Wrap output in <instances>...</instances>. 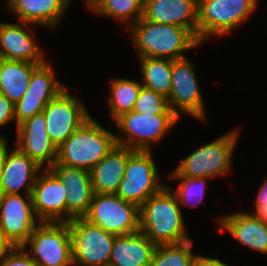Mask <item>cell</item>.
<instances>
[{
	"mask_svg": "<svg viewBox=\"0 0 267 266\" xmlns=\"http://www.w3.org/2000/svg\"><path fill=\"white\" fill-rule=\"evenodd\" d=\"M262 202H267V178L260 186L257 198H256V211L262 206Z\"/></svg>",
	"mask_w": 267,
	"mask_h": 266,
	"instance_id": "37",
	"label": "cell"
},
{
	"mask_svg": "<svg viewBox=\"0 0 267 266\" xmlns=\"http://www.w3.org/2000/svg\"><path fill=\"white\" fill-rule=\"evenodd\" d=\"M239 130H233L195 149L172 171L170 176L214 178L231 170V158L238 141Z\"/></svg>",
	"mask_w": 267,
	"mask_h": 266,
	"instance_id": "4",
	"label": "cell"
},
{
	"mask_svg": "<svg viewBox=\"0 0 267 266\" xmlns=\"http://www.w3.org/2000/svg\"><path fill=\"white\" fill-rule=\"evenodd\" d=\"M167 100L169 108L178 118H180V113L183 112L192 116V118L206 122L205 105L200 93L196 72L187 57L173 60L172 88Z\"/></svg>",
	"mask_w": 267,
	"mask_h": 266,
	"instance_id": "11",
	"label": "cell"
},
{
	"mask_svg": "<svg viewBox=\"0 0 267 266\" xmlns=\"http://www.w3.org/2000/svg\"><path fill=\"white\" fill-rule=\"evenodd\" d=\"M218 223L243 245L258 252L267 253V223L254 213L237 212L221 216Z\"/></svg>",
	"mask_w": 267,
	"mask_h": 266,
	"instance_id": "21",
	"label": "cell"
},
{
	"mask_svg": "<svg viewBox=\"0 0 267 266\" xmlns=\"http://www.w3.org/2000/svg\"><path fill=\"white\" fill-rule=\"evenodd\" d=\"M14 248L5 236L0 232V262L7 256V254Z\"/></svg>",
	"mask_w": 267,
	"mask_h": 266,
	"instance_id": "36",
	"label": "cell"
},
{
	"mask_svg": "<svg viewBox=\"0 0 267 266\" xmlns=\"http://www.w3.org/2000/svg\"><path fill=\"white\" fill-rule=\"evenodd\" d=\"M133 33L139 58H186L184 51L201 45L199 39L188 29L170 24L154 23L140 18L128 26Z\"/></svg>",
	"mask_w": 267,
	"mask_h": 266,
	"instance_id": "2",
	"label": "cell"
},
{
	"mask_svg": "<svg viewBox=\"0 0 267 266\" xmlns=\"http://www.w3.org/2000/svg\"><path fill=\"white\" fill-rule=\"evenodd\" d=\"M191 266H229L218 258L195 255Z\"/></svg>",
	"mask_w": 267,
	"mask_h": 266,
	"instance_id": "35",
	"label": "cell"
},
{
	"mask_svg": "<svg viewBox=\"0 0 267 266\" xmlns=\"http://www.w3.org/2000/svg\"><path fill=\"white\" fill-rule=\"evenodd\" d=\"M0 266H38L26 248L14 247L0 262Z\"/></svg>",
	"mask_w": 267,
	"mask_h": 266,
	"instance_id": "33",
	"label": "cell"
},
{
	"mask_svg": "<svg viewBox=\"0 0 267 266\" xmlns=\"http://www.w3.org/2000/svg\"><path fill=\"white\" fill-rule=\"evenodd\" d=\"M44 169L31 194L35 215L41 222H66V187L49 169Z\"/></svg>",
	"mask_w": 267,
	"mask_h": 266,
	"instance_id": "16",
	"label": "cell"
},
{
	"mask_svg": "<svg viewBox=\"0 0 267 266\" xmlns=\"http://www.w3.org/2000/svg\"><path fill=\"white\" fill-rule=\"evenodd\" d=\"M17 128L16 148L39 166L49 169L57 160V146L51 141L43 112L23 121Z\"/></svg>",
	"mask_w": 267,
	"mask_h": 266,
	"instance_id": "15",
	"label": "cell"
},
{
	"mask_svg": "<svg viewBox=\"0 0 267 266\" xmlns=\"http://www.w3.org/2000/svg\"><path fill=\"white\" fill-rule=\"evenodd\" d=\"M70 0H8L5 5L14 11L20 22L55 28Z\"/></svg>",
	"mask_w": 267,
	"mask_h": 266,
	"instance_id": "23",
	"label": "cell"
},
{
	"mask_svg": "<svg viewBox=\"0 0 267 266\" xmlns=\"http://www.w3.org/2000/svg\"><path fill=\"white\" fill-rule=\"evenodd\" d=\"M133 149L116 145L90 171L94 193L116 194Z\"/></svg>",
	"mask_w": 267,
	"mask_h": 266,
	"instance_id": "20",
	"label": "cell"
},
{
	"mask_svg": "<svg viewBox=\"0 0 267 266\" xmlns=\"http://www.w3.org/2000/svg\"><path fill=\"white\" fill-rule=\"evenodd\" d=\"M3 174V143L0 145V195L2 194L1 183Z\"/></svg>",
	"mask_w": 267,
	"mask_h": 266,
	"instance_id": "39",
	"label": "cell"
},
{
	"mask_svg": "<svg viewBox=\"0 0 267 266\" xmlns=\"http://www.w3.org/2000/svg\"><path fill=\"white\" fill-rule=\"evenodd\" d=\"M151 151H134L129 157L117 195L139 207L165 185L160 184Z\"/></svg>",
	"mask_w": 267,
	"mask_h": 266,
	"instance_id": "10",
	"label": "cell"
},
{
	"mask_svg": "<svg viewBox=\"0 0 267 266\" xmlns=\"http://www.w3.org/2000/svg\"><path fill=\"white\" fill-rule=\"evenodd\" d=\"M192 246V240L157 245L150 266H191L195 256L191 251Z\"/></svg>",
	"mask_w": 267,
	"mask_h": 266,
	"instance_id": "28",
	"label": "cell"
},
{
	"mask_svg": "<svg viewBox=\"0 0 267 266\" xmlns=\"http://www.w3.org/2000/svg\"><path fill=\"white\" fill-rule=\"evenodd\" d=\"M258 0H198L197 38L222 37L256 9Z\"/></svg>",
	"mask_w": 267,
	"mask_h": 266,
	"instance_id": "5",
	"label": "cell"
},
{
	"mask_svg": "<svg viewBox=\"0 0 267 266\" xmlns=\"http://www.w3.org/2000/svg\"><path fill=\"white\" fill-rule=\"evenodd\" d=\"M171 178L180 181L175 191L171 189L176 195L178 202L185 206L190 205V207L201 203L203 196H205V187L208 185L206 183L208 177L171 176Z\"/></svg>",
	"mask_w": 267,
	"mask_h": 266,
	"instance_id": "30",
	"label": "cell"
},
{
	"mask_svg": "<svg viewBox=\"0 0 267 266\" xmlns=\"http://www.w3.org/2000/svg\"><path fill=\"white\" fill-rule=\"evenodd\" d=\"M38 65L0 58V94L14 104L19 101L27 93L33 70Z\"/></svg>",
	"mask_w": 267,
	"mask_h": 266,
	"instance_id": "24",
	"label": "cell"
},
{
	"mask_svg": "<svg viewBox=\"0 0 267 266\" xmlns=\"http://www.w3.org/2000/svg\"><path fill=\"white\" fill-rule=\"evenodd\" d=\"M260 220L267 223V202H262V206L254 213Z\"/></svg>",
	"mask_w": 267,
	"mask_h": 266,
	"instance_id": "38",
	"label": "cell"
},
{
	"mask_svg": "<svg viewBox=\"0 0 267 266\" xmlns=\"http://www.w3.org/2000/svg\"><path fill=\"white\" fill-rule=\"evenodd\" d=\"M143 18L188 28L197 37L198 0H144Z\"/></svg>",
	"mask_w": 267,
	"mask_h": 266,
	"instance_id": "18",
	"label": "cell"
},
{
	"mask_svg": "<svg viewBox=\"0 0 267 266\" xmlns=\"http://www.w3.org/2000/svg\"><path fill=\"white\" fill-rule=\"evenodd\" d=\"M115 135L90 117L57 147L56 162L90 172L117 145Z\"/></svg>",
	"mask_w": 267,
	"mask_h": 266,
	"instance_id": "3",
	"label": "cell"
},
{
	"mask_svg": "<svg viewBox=\"0 0 267 266\" xmlns=\"http://www.w3.org/2000/svg\"><path fill=\"white\" fill-rule=\"evenodd\" d=\"M4 141H6V139H5L3 136H0V145H1Z\"/></svg>",
	"mask_w": 267,
	"mask_h": 266,
	"instance_id": "40",
	"label": "cell"
},
{
	"mask_svg": "<svg viewBox=\"0 0 267 266\" xmlns=\"http://www.w3.org/2000/svg\"><path fill=\"white\" fill-rule=\"evenodd\" d=\"M26 25L20 21L19 24L0 22V58L43 64V51L34 40V35L32 37V33L24 28Z\"/></svg>",
	"mask_w": 267,
	"mask_h": 266,
	"instance_id": "19",
	"label": "cell"
},
{
	"mask_svg": "<svg viewBox=\"0 0 267 266\" xmlns=\"http://www.w3.org/2000/svg\"><path fill=\"white\" fill-rule=\"evenodd\" d=\"M0 195V232L14 247H23L40 224L32 205V196ZM27 201V202H26Z\"/></svg>",
	"mask_w": 267,
	"mask_h": 266,
	"instance_id": "13",
	"label": "cell"
},
{
	"mask_svg": "<svg viewBox=\"0 0 267 266\" xmlns=\"http://www.w3.org/2000/svg\"><path fill=\"white\" fill-rule=\"evenodd\" d=\"M48 64L45 61L33 70L26 92L28 94L41 95L50 101L68 87L56 81L55 73Z\"/></svg>",
	"mask_w": 267,
	"mask_h": 266,
	"instance_id": "29",
	"label": "cell"
},
{
	"mask_svg": "<svg viewBox=\"0 0 267 266\" xmlns=\"http://www.w3.org/2000/svg\"><path fill=\"white\" fill-rule=\"evenodd\" d=\"M42 112L47 133L57 147L91 117L79 98L70 95L67 88L48 101Z\"/></svg>",
	"mask_w": 267,
	"mask_h": 266,
	"instance_id": "12",
	"label": "cell"
},
{
	"mask_svg": "<svg viewBox=\"0 0 267 266\" xmlns=\"http://www.w3.org/2000/svg\"><path fill=\"white\" fill-rule=\"evenodd\" d=\"M30 245V246H29ZM38 266H70L72 260V239L68 222H41L33 230L23 248Z\"/></svg>",
	"mask_w": 267,
	"mask_h": 266,
	"instance_id": "7",
	"label": "cell"
},
{
	"mask_svg": "<svg viewBox=\"0 0 267 266\" xmlns=\"http://www.w3.org/2000/svg\"><path fill=\"white\" fill-rule=\"evenodd\" d=\"M140 207L117 194L94 193L84 218L113 235L139 231Z\"/></svg>",
	"mask_w": 267,
	"mask_h": 266,
	"instance_id": "8",
	"label": "cell"
},
{
	"mask_svg": "<svg viewBox=\"0 0 267 266\" xmlns=\"http://www.w3.org/2000/svg\"><path fill=\"white\" fill-rule=\"evenodd\" d=\"M156 244L142 231L114 239L109 266H150Z\"/></svg>",
	"mask_w": 267,
	"mask_h": 266,
	"instance_id": "22",
	"label": "cell"
},
{
	"mask_svg": "<svg viewBox=\"0 0 267 266\" xmlns=\"http://www.w3.org/2000/svg\"><path fill=\"white\" fill-rule=\"evenodd\" d=\"M48 100L35 94L25 93L23 97L14 104V117L17 126L35 114L41 113L47 106Z\"/></svg>",
	"mask_w": 267,
	"mask_h": 266,
	"instance_id": "32",
	"label": "cell"
},
{
	"mask_svg": "<svg viewBox=\"0 0 267 266\" xmlns=\"http://www.w3.org/2000/svg\"><path fill=\"white\" fill-rule=\"evenodd\" d=\"M144 0H87V7L94 13L135 24L143 17Z\"/></svg>",
	"mask_w": 267,
	"mask_h": 266,
	"instance_id": "26",
	"label": "cell"
},
{
	"mask_svg": "<svg viewBox=\"0 0 267 266\" xmlns=\"http://www.w3.org/2000/svg\"><path fill=\"white\" fill-rule=\"evenodd\" d=\"M176 195L165 186L140 206L139 230L156 245L190 240Z\"/></svg>",
	"mask_w": 267,
	"mask_h": 266,
	"instance_id": "1",
	"label": "cell"
},
{
	"mask_svg": "<svg viewBox=\"0 0 267 266\" xmlns=\"http://www.w3.org/2000/svg\"><path fill=\"white\" fill-rule=\"evenodd\" d=\"M40 169L41 166L17 148L8 151L7 142H3L2 194H20L19 190L26 187L25 194L31 195Z\"/></svg>",
	"mask_w": 267,
	"mask_h": 266,
	"instance_id": "17",
	"label": "cell"
},
{
	"mask_svg": "<svg viewBox=\"0 0 267 266\" xmlns=\"http://www.w3.org/2000/svg\"><path fill=\"white\" fill-rule=\"evenodd\" d=\"M141 82L126 78H115L110 80V115L114 121L122 114L133 111L137 100Z\"/></svg>",
	"mask_w": 267,
	"mask_h": 266,
	"instance_id": "27",
	"label": "cell"
},
{
	"mask_svg": "<svg viewBox=\"0 0 267 266\" xmlns=\"http://www.w3.org/2000/svg\"><path fill=\"white\" fill-rule=\"evenodd\" d=\"M16 121L14 117V103L0 94V127Z\"/></svg>",
	"mask_w": 267,
	"mask_h": 266,
	"instance_id": "34",
	"label": "cell"
},
{
	"mask_svg": "<svg viewBox=\"0 0 267 266\" xmlns=\"http://www.w3.org/2000/svg\"><path fill=\"white\" fill-rule=\"evenodd\" d=\"M68 223L72 239L73 265L109 266L116 235L91 224L85 218H74Z\"/></svg>",
	"mask_w": 267,
	"mask_h": 266,
	"instance_id": "9",
	"label": "cell"
},
{
	"mask_svg": "<svg viewBox=\"0 0 267 266\" xmlns=\"http://www.w3.org/2000/svg\"><path fill=\"white\" fill-rule=\"evenodd\" d=\"M141 73L144 77L143 87L153 90L166 98L172 88V59L168 58H139Z\"/></svg>",
	"mask_w": 267,
	"mask_h": 266,
	"instance_id": "25",
	"label": "cell"
},
{
	"mask_svg": "<svg viewBox=\"0 0 267 266\" xmlns=\"http://www.w3.org/2000/svg\"><path fill=\"white\" fill-rule=\"evenodd\" d=\"M134 112L140 114H174L169 108L168 100L165 96L153 90L141 87L137 100L134 103Z\"/></svg>",
	"mask_w": 267,
	"mask_h": 266,
	"instance_id": "31",
	"label": "cell"
},
{
	"mask_svg": "<svg viewBox=\"0 0 267 266\" xmlns=\"http://www.w3.org/2000/svg\"><path fill=\"white\" fill-rule=\"evenodd\" d=\"M177 121L179 118L175 114L148 115L134 111L122 114L115 120L123 133L115 135L116 143L134 151H151V143L160 142Z\"/></svg>",
	"mask_w": 267,
	"mask_h": 266,
	"instance_id": "6",
	"label": "cell"
},
{
	"mask_svg": "<svg viewBox=\"0 0 267 266\" xmlns=\"http://www.w3.org/2000/svg\"><path fill=\"white\" fill-rule=\"evenodd\" d=\"M49 170L66 187V222L84 218L94 195L90 172L55 162Z\"/></svg>",
	"mask_w": 267,
	"mask_h": 266,
	"instance_id": "14",
	"label": "cell"
}]
</instances>
